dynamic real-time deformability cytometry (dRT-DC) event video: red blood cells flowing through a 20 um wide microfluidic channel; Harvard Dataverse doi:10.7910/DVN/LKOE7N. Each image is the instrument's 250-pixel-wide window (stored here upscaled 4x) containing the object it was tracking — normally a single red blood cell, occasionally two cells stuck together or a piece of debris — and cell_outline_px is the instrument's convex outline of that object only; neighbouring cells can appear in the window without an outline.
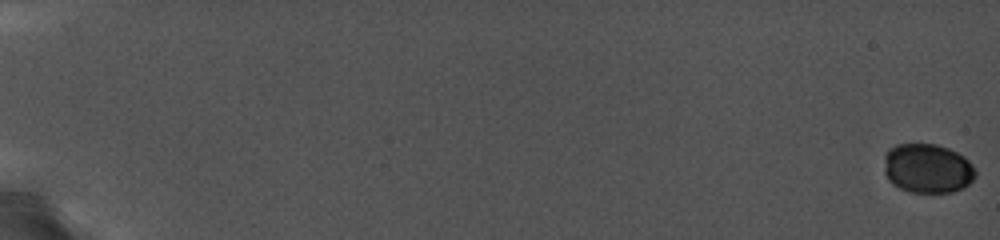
{"species": "common noctule bat (a hibernating species)", "species_latin": "Nyctalus noctula", "temperature_condition": "cold", "stored_images_in_passage": 63, "camera_frame_rate_fps": 5000, "um_per_image_px": 0.085, "animal": {"sex": "female", "body_mass_g": 19.0, "forearm_length_mm": 56.7}, "frame": {"image": 1, "passage_image": 1, "time_ms": 0.0, "image_size_px": [1000, 240], "cell_outline_px": [[976, 176], [964, 188], [952, 192], [912, 192], [900, 188], [892, 184], [888, 180], [884, 172], [884, 156], [888, 148], [896, 144], [936, 144], [948, 148], [964, 156], [972, 164], [976, 172]], "centroid_in_image_um": [78.82, 14.31], "position_along_channel_um": 6.2, "area_um2": 26.53}}
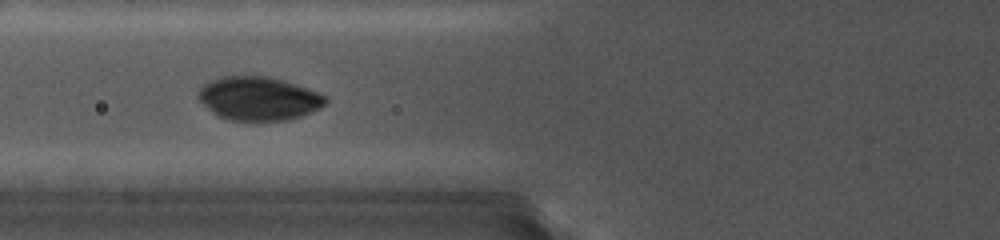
{"frame": {"image": 2, "passage_image": 30, "time_ms": 8.6, "image_size_px": [1000, 240], "cell_outline_px": [[328, 100], [320, 108], [300, 116], [288, 120], [256, 124], [232, 120], [220, 116], [212, 112], [196, 96], [200, 88], [204, 84], [212, 80], [224, 76], [268, 76], [328, 96]], "centroid_in_image_um": [21.97, 8.42], "position_along_channel_um": 103.8, "area_um2": 32.54}}
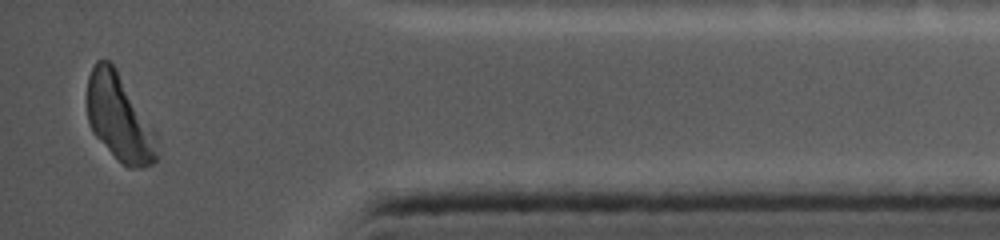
{"frame": {"image": 3, "passage_image": 63, "time_ms": 17.6, "image_size_px": [1000, 240], "cell_outline_px": [[156, 160], [152, 164], [144, 168], [128, 168], [92, 132], [88, 120], [88, 76], [96, 60], [108, 60], [116, 68], [156, 156]], "centroid_in_image_um": [9.92, 9.99], "position_along_channel_um": 425.3, "area_um2": 31.15}}